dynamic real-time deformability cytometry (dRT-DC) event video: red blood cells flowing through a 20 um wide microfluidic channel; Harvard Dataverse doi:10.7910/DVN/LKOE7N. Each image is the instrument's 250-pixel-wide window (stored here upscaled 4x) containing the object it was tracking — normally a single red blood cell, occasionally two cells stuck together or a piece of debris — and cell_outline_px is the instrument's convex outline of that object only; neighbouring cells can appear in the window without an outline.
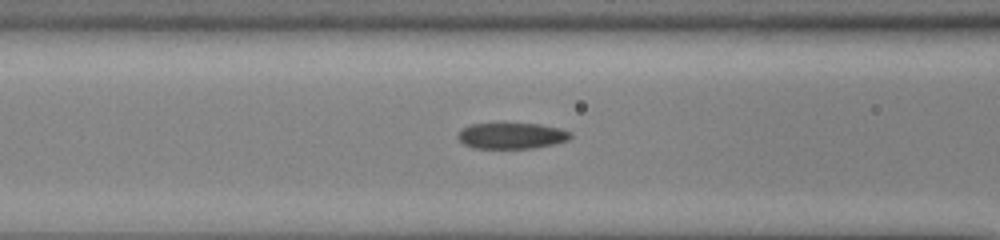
{"species": "common noctule bat (a hibernating species)", "species_latin": "Nyctalus noctula", "temperature_condition": "cold", "stored_images_in_passage": 26, "camera_frame_rate_fps": 3000, "um_per_image_px": 0.085, "animal": {"sex": "male", "body_mass_g": 13.0, "forearm_length_mm": 53.1}, "frame": {"image": 1, "passage_image": 5, "time_ms": 1.333, "image_size_px": [1000, 240], "cell_outline_px": [[572, 136], [568, 140], [556, 144], [532, 148], [472, 148], [464, 144], [456, 136], [464, 128], [472, 124], [504, 120], [540, 124], [560, 128], [572, 132]], "centroid_in_image_um": [43.51, 11.49], "position_along_channel_um": 123.1, "area_um2": 17.98}}
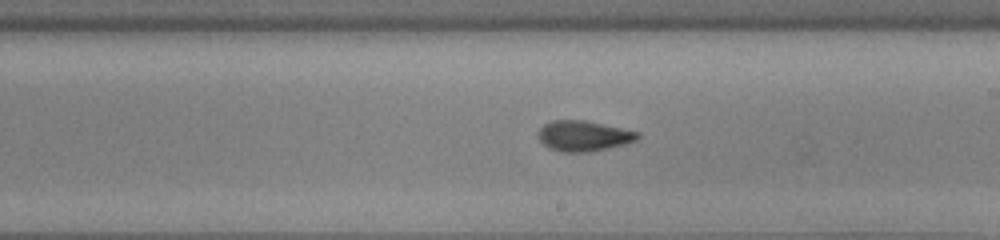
{"frame": {"image": 2, "passage_image": 14, "time_ms": 4.333, "image_size_px": [1000, 240], "cell_outline_px": [[640, 140], [608, 148], [588, 152], [560, 152], [548, 148], [540, 140], [540, 128], [544, 124], [552, 120], [584, 120], [640, 132]], "centroid_in_image_um": [49.64, 11.56], "position_along_channel_um": 239.4, "area_um2": 17.63}}
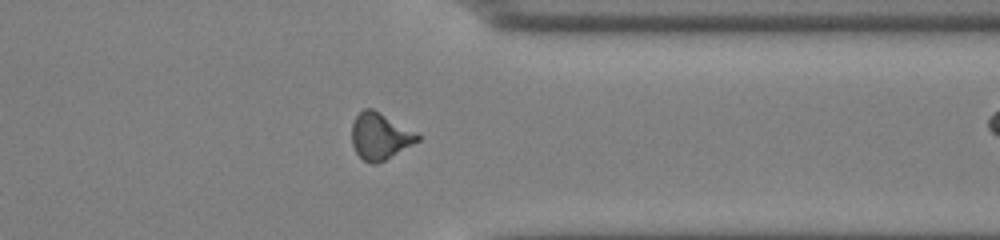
{"frame": {"image": 3, "passage_image": 25, "time_ms": 8.0, "image_size_px": [1000, 240], "cell_outline_px": [[420, 140], [384, 160], [376, 164], [372, 164], [364, 160], [356, 152], [352, 144], [352, 124], [356, 116], [364, 108], [372, 108], [380, 112], [416, 132], [420, 136]], "centroid_in_image_um": [32.29, 11.57], "position_along_channel_um": 379.1, "area_um2": 17.63}}